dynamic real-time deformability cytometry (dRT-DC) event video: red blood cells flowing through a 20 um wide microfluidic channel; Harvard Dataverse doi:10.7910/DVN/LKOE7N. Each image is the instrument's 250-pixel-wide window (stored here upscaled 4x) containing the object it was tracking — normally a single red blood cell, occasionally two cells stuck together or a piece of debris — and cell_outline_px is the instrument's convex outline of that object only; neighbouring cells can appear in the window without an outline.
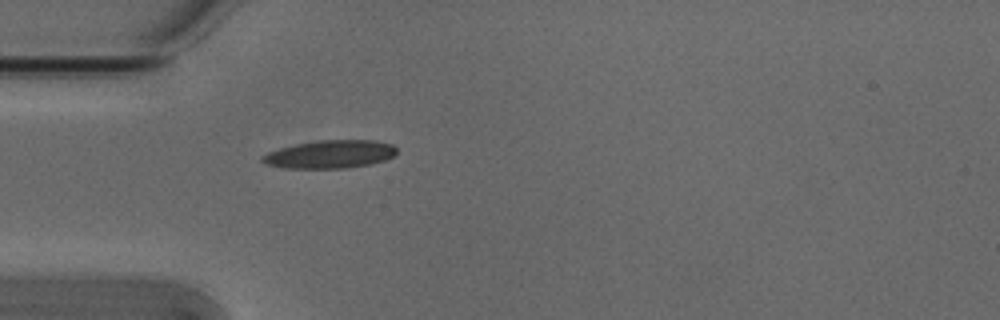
{"species": "Egyptian fruit bat (a non-hibernating species)", "species_latin": "Rousettus aegyptiacus", "temperature_condition": "cold", "stored_images_in_passage": 39, "camera_frame_rate_fps": 3000, "um_per_image_px": 0.085, "animal": {"sex": "male"}, "frame": {"image": 1, "passage_image": 1, "time_ms": 0.0, "image_size_px": [1000, 320], "cell_outline_px": [[396, 152], [392, 156], [384, 160], [372, 164], [348, 168], [284, 168], [268, 164], [260, 160], [260, 156], [268, 152], [280, 148], [296, 144], [320, 140], [372, 140], [392, 144], [396, 148]], "centroid_in_image_um": [28.04, 13.11], "position_along_channel_um": 57.0, "area_um2": 21.91}}
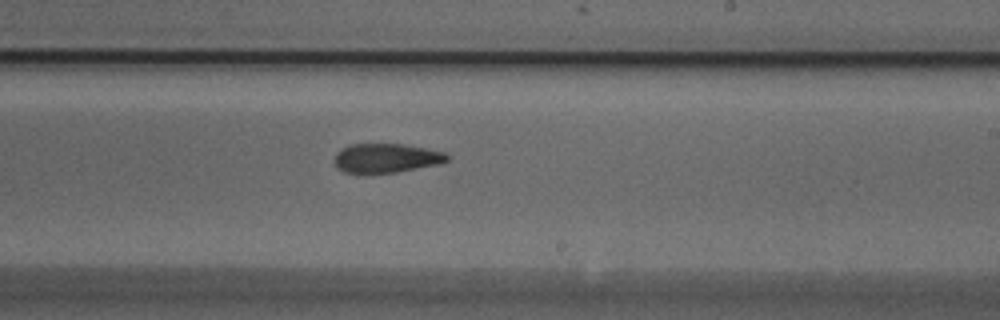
{"frame": {"image": 2, "passage_image": 17, "time_ms": 5.333, "image_size_px": [1000, 320], "cell_outline_px": [[448, 160], [440, 164], [396, 172], [344, 172], [336, 168], [336, 152], [340, 148], [348, 144], [404, 144], [444, 152], [448, 156]], "centroid_in_image_um": [32.82, 13.42], "position_along_channel_um": 256.2, "area_um2": 18.96}}
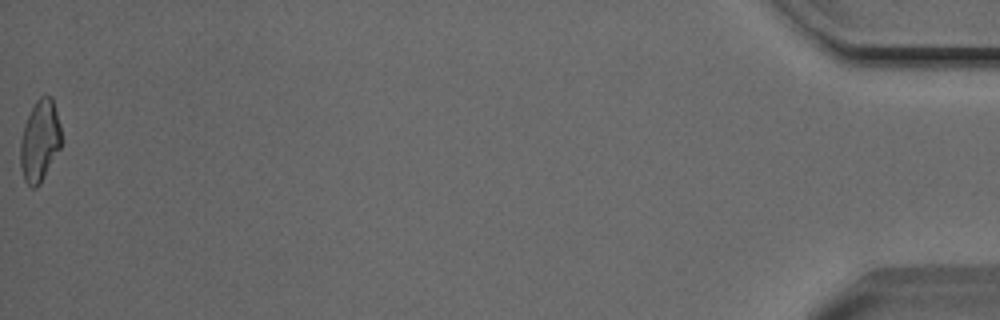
{"frame": {"image": 3, "passage_image": 39, "time_ms": 12.667, "image_size_px": [1000, 320], "cell_outline_px": [[64, 140], [60, 148], [40, 184], [36, 188], [32, 188], [24, 180], [20, 168], [20, 140], [24, 124], [36, 100], [40, 96], [52, 96], [60, 124]], "centroid_in_image_um": [3.39, 11.98], "position_along_channel_um": 431.8, "area_um2": 19.77}, "authors_computed_cell_mechanics": {"area_um2": 20.1144, "velocity_mm_per_s": 3.8252, "shape_relaxation_time_tau1_ms": 8.7946, "shape_relaxation_time_tau2_ms": 3.5411, "deformation_change_tau1": 0.1914, "deformation_change_tau2": 0.1172}}